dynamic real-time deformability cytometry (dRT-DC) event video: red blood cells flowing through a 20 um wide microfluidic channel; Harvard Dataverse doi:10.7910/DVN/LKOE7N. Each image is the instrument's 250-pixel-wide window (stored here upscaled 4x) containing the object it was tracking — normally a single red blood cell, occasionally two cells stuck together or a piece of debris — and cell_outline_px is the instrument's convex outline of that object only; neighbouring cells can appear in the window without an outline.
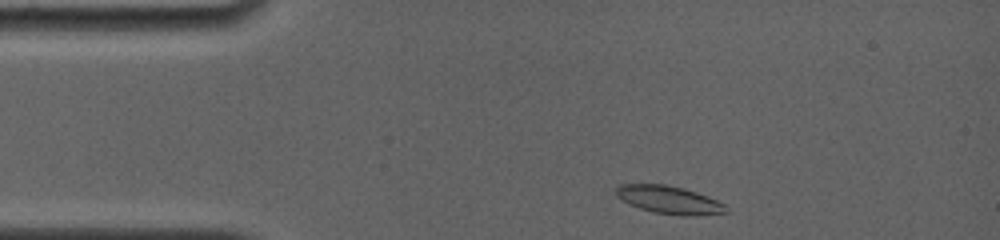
{"species": "common noctule bat (a hibernating species)", "species_latin": "Nyctalus noctula", "temperature_condition": "room temperature", "stored_images_in_passage": 4, "camera_frame_rate_fps": 4000, "um_per_image_px": 0.085, "animal": {"sex": "female", "body_mass_g": 19.0, "forearm_length_mm": 56.7}, "frame": {"image": 1, "passage_image": 1, "time_ms": 0.0, "image_size_px": [1000, 240], "cell_outline_px": [[728, 212], [696, 216], [680, 216], [652, 212], [640, 208], [616, 196], [616, 188], [620, 184], [664, 184], [684, 188], [708, 196], [724, 204]], "centroid_in_image_um": [56.9, 16.99], "position_along_channel_um": 28.1, "area_um2": 17.8}}
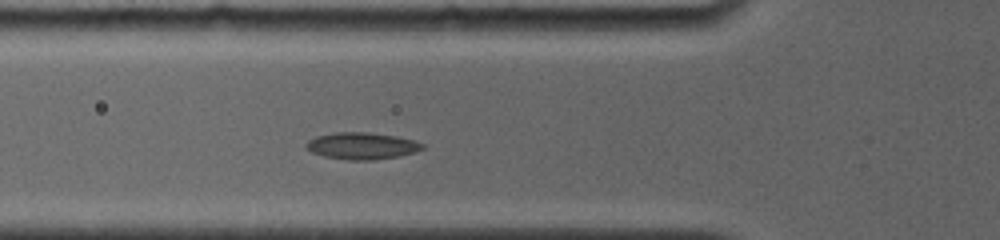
{"frame": {"image": 2, "passage_image": 4, "time_ms": 3.0, "image_size_px": [1000, 240], "cell_outline_px": [[424, 148], [400, 156], [372, 160], [348, 160], [324, 156], [312, 152], [304, 144], [308, 140], [316, 136], [336, 132], [364, 132], [396, 136], [412, 140], [424, 144]], "centroid_in_image_um": [30.73, 12.4], "position_along_channel_um": 95.1, "area_um2": 17.98}}